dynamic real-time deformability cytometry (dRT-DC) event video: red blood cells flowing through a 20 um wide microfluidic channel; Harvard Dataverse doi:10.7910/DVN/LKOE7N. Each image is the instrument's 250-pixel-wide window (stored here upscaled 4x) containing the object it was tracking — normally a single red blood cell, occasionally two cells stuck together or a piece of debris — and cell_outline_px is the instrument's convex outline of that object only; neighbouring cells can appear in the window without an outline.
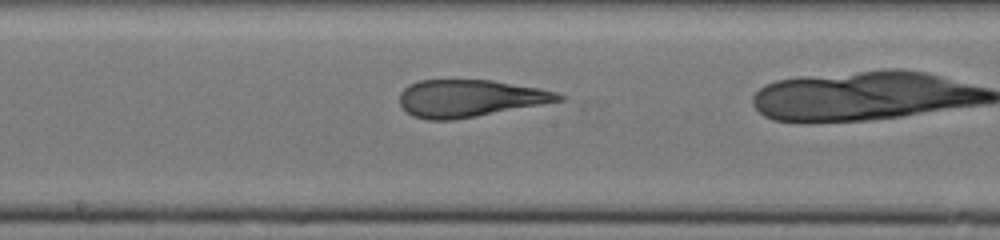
{"species": "human", "species_latin": "Homo sapiens", "temperature_condition": "cold", "stored_images_in_passage": 37, "camera_frame_rate_fps": 3000, "um_per_image_px": 0.085, "donor": {"sex": "male"}, "frame": {"image": 1, "passage_image": 24, "time_ms": 7.667, "image_size_px": [1000, 240], "cell_outline_px": [[564, 100], [476, 116], [452, 120], [428, 120], [412, 116], [400, 104], [400, 92], [408, 84], [420, 80], [492, 80], [540, 88], [556, 92], [564, 96]], "centroid_in_image_um": [39.91, 8.35], "position_along_channel_um": 208.3, "area_um2": 34.33}}
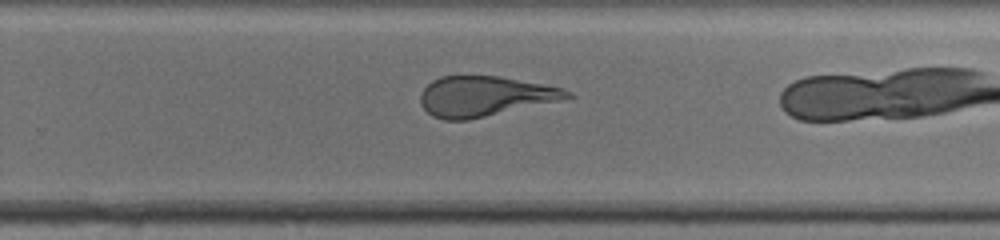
{"frame": {"image": 2, "passage_image": 30, "time_ms": 9.667, "image_size_px": [1000, 240], "cell_outline_px": [[576, 96], [560, 100], [468, 120], [444, 120], [432, 116], [420, 104], [420, 92], [432, 80], [440, 76], [500, 76], [564, 88], [572, 92]], "centroid_in_image_um": [41.18, 8.18], "position_along_channel_um": 288.6, "area_um2": 34.28}}